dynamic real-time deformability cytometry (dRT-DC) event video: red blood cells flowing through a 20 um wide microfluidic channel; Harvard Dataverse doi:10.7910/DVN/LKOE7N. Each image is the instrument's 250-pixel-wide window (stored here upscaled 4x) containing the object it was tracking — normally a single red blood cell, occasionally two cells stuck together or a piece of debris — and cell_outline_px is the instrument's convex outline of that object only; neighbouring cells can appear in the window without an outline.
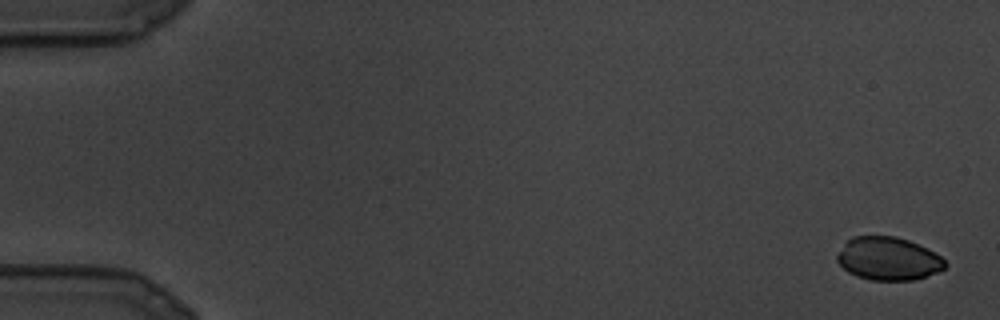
{"species": "common noctule bat (a hibernating species)", "species_latin": "Nyctalus noctula", "temperature_condition": "cold", "stored_images_in_passage": 6, "segment_of_instrument_passage": [2, 2], "camera_frame_rate_fps": 3000, "um_per_image_px": 0.085, "animal": {"sex": "male", "body_mass_g": 19.5, "forearm_length_mm": 54.6}, "frame": {"image": 1, "passage_image": 6, "time_ms": 1.667, "image_size_px": [1000, 320], "cell_outline_px": [[948, 264], [940, 272], [912, 280], [872, 280], [856, 276], [848, 272], [836, 260], [836, 256], [844, 244], [852, 236], [896, 236], [908, 240], [928, 248], [940, 256]], "centroid_in_image_um": [75.52, 21.98], "position_along_channel_um": 9.5, "area_um2": 27.17}}